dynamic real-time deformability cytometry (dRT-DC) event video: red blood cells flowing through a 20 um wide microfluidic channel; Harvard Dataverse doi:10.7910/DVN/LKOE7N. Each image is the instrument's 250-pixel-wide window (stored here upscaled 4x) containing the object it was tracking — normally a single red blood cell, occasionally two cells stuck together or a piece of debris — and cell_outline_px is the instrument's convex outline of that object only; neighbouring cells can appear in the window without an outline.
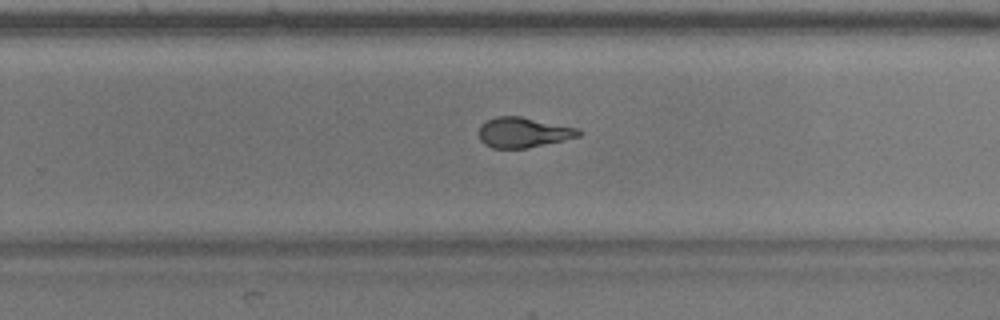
{"species": "common noctule bat (a hibernating species)", "species_latin": "Nyctalus noctula", "temperature_condition": "warm", "stored_images_in_passage": 46, "camera_frame_rate_fps": 3000, "um_per_image_px": 0.085, "animal": {"sex": "male", "body_mass_g": 17.9}, "frame": {"image": 1, "passage_image": 33, "time_ms": 10.667, "image_size_px": [1000, 320], "cell_outline_px": [[584, 132], [580, 136], [564, 140], [528, 148], [492, 148], [484, 144], [480, 140], [480, 124], [496, 116], [520, 116], [580, 128]], "centroid_in_image_um": [44.52, 11.25], "position_along_channel_um": 285.3, "area_um2": 17.69}, "authors_computed_cell_mechanics": {"area_um2": 18.1781, "velocity_mm_per_s": 3.7149, "shape_relaxation_time_tau1_ms": 6.1534, "shape_relaxation_time_tau2_ms": 1.2083, "deformation_change_tau1": 0.2029, "deformation_change_tau2": 0.0814}}